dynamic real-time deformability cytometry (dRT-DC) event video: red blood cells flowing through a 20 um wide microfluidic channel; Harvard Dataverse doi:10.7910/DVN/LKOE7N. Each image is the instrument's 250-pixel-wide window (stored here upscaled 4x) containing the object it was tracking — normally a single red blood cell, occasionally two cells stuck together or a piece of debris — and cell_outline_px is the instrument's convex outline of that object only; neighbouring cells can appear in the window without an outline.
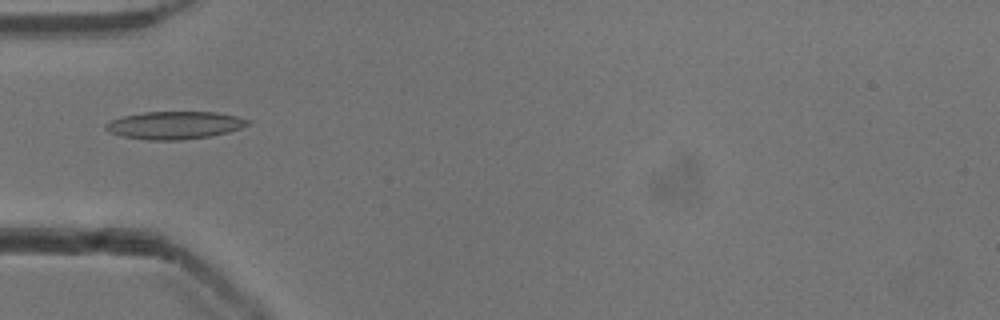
{"species": "common noctule bat (a hibernating species)", "species_latin": "Nyctalus noctula", "temperature_condition": "cold", "stored_images_in_passage": 28, "camera_frame_rate_fps": 3000, "um_per_image_px": 0.085, "animal": {"sex": "male", "body_mass_g": 13.3}, "frame": {"image": 1, "passage_image": 1, "time_ms": 0.0, "image_size_px": [1000, 320], "cell_outline_px": [[252, 120], [248, 124], [240, 128], [228, 132], [208, 136], [180, 140], [148, 140], [124, 136], [108, 132], [104, 128], [104, 124], [108, 120], [124, 116], [144, 112], [216, 112], [236, 116]], "centroid_in_image_um": [14.81, 10.64], "position_along_channel_um": 70.2, "area_um2": 22.89}}
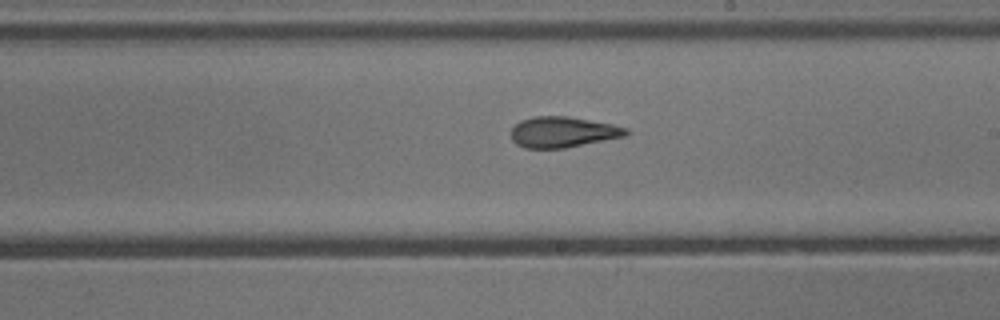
{"frame": {"image": 2, "passage_image": 14, "time_ms": 4.333, "image_size_px": [1000, 320], "cell_outline_px": [[632, 132], [624, 136], [564, 148], [524, 148], [516, 144], [512, 140], [512, 128], [520, 120], [532, 116], [568, 116], [612, 124], [628, 128]], "centroid_in_image_um": [47.84, 11.21], "position_along_channel_um": 241.2, "area_um2": 20.58}}
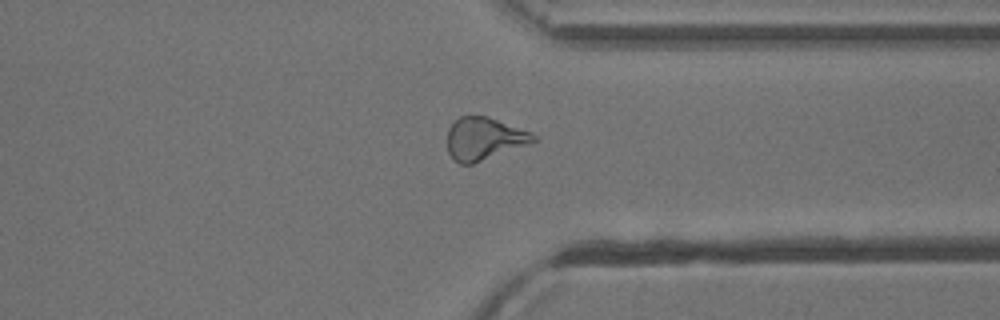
{"frame": {"image": 3, "passage_image": 24, "time_ms": 7.667, "image_size_px": [1000, 320], "cell_outline_px": [[536, 140], [528, 144], [472, 164], [460, 164], [452, 160], [448, 152], [448, 128], [460, 116], [488, 116], [532, 132], [536, 136]], "centroid_in_image_um": [41.13, 11.79], "position_along_channel_um": 370.3, "area_um2": 21.27}, "authors_computed_cell_mechanics": {"area_um2": 20.6924, "velocity_mm_per_s": 3.9209, "shape_relaxation_time_tau1_ms": 7.9341, "shape_relaxation_time_tau2_ms": 2.3356, "deformation_change_tau1": 0.2046, "deformation_change_tau2": 0.1054}}